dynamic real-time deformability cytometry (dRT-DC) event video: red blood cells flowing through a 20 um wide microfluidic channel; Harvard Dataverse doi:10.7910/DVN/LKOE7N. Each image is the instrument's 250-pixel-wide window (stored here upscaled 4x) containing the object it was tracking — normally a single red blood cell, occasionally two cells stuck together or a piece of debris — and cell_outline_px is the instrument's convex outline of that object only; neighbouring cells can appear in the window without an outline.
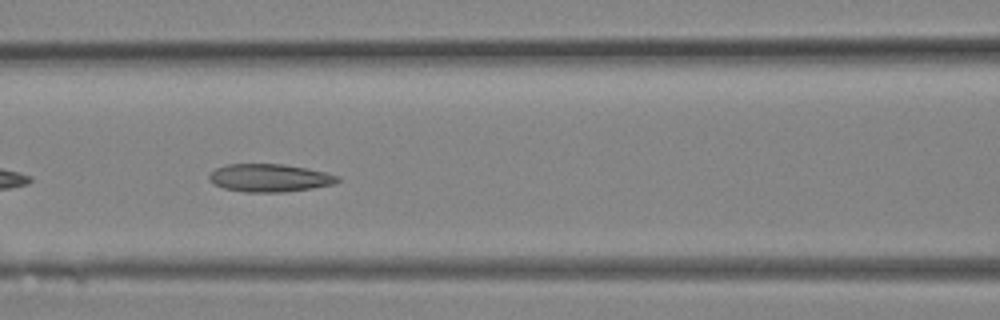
{"species": "Egyptian fruit bat (a non-hibernating species)", "species_latin": "Rousettus aegyptiacus", "temperature_condition": "room temperature", "stored_images_in_passage": 21, "camera_frame_rate_fps": 3000, "um_per_image_px": 0.085, "animal": {"sex": "female"}, "frame": {"image": 1, "passage_image": 12, "time_ms": 3.667, "image_size_px": [1000, 320], "cell_outline_px": [[340, 180], [332, 184], [312, 188], [284, 192], [244, 192], [224, 188], [216, 184], [208, 176], [216, 168], [228, 164], [284, 164], [308, 168], [340, 176]], "centroid_in_image_um": [22.95, 15.12], "position_along_channel_um": 143.7, "area_um2": 20.69}}